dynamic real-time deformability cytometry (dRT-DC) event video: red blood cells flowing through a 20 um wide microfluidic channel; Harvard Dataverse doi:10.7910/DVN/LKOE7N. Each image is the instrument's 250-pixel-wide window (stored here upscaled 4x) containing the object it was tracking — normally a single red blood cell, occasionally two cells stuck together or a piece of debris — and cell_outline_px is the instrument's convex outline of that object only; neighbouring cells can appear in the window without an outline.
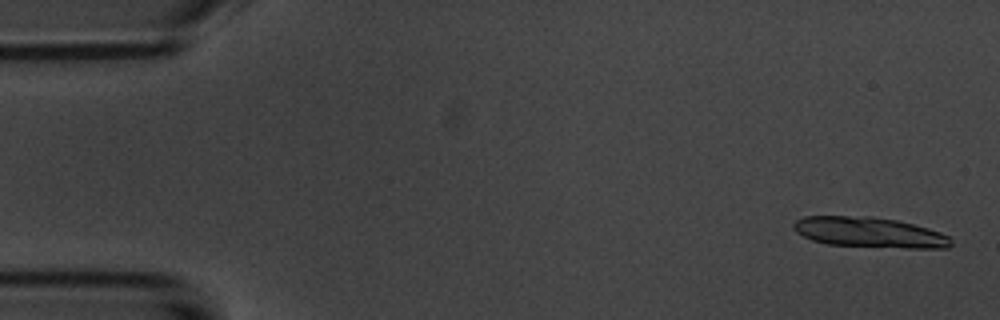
{"species": "common noctule bat (a hibernating species)", "species_latin": "Nyctalus noctula", "temperature_condition": "room temperature", "stored_images_in_passage": 5, "camera_frame_rate_fps": 3000, "um_per_image_px": 0.085, "animal": {"sex": "male", "body_mass_g": 20.1, "forearm_length_mm": 53.5}, "frame": {"image": 1, "passage_image": 1, "time_ms": 0.0, "image_size_px": [1000, 320], "cell_outline_px": [[952, 244], [948, 248], [908, 248], [828, 244], [812, 240], [796, 232], [792, 228], [792, 224], [796, 220], [804, 216], [872, 216], [896, 220], [928, 228], [940, 232], [948, 236], [952, 240]], "centroid_in_image_um": [73.89, 19.74], "position_along_channel_um": 11.1, "area_um2": 27.8}}